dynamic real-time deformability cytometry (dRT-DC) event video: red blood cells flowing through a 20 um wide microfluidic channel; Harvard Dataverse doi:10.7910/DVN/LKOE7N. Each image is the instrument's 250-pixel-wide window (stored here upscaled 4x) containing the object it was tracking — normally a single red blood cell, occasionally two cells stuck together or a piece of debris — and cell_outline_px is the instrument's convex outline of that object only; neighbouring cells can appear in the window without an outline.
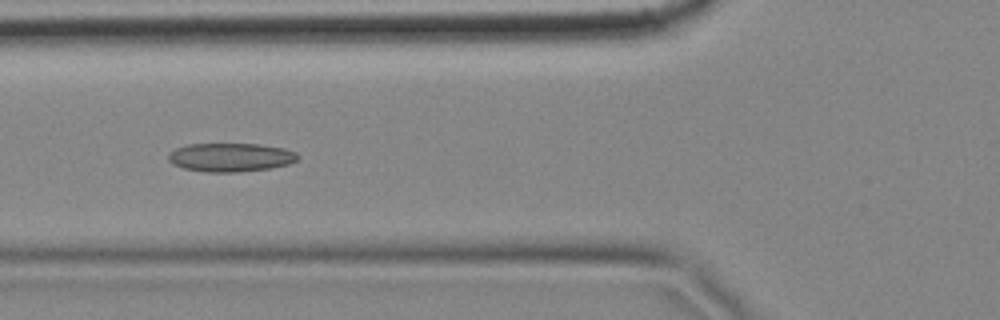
{"species": "common noctule bat (a hibernating species)", "species_latin": "Nyctalus noctula", "temperature_condition": "cold", "stored_images_in_passage": 8, "camera_frame_rate_fps": 3000, "um_per_image_px": 0.085, "animal": {"sex": "female", "body_mass_g": 18.4}, "frame": {"image": 1, "passage_image": 5, "time_ms": 1.333, "image_size_px": [1000, 320], "cell_outline_px": [[300, 156], [296, 160], [288, 164], [272, 168], [240, 172], [204, 172], [184, 168], [172, 164], [168, 160], [168, 152], [176, 148], [188, 144], [260, 144], [284, 148], [296, 152]], "centroid_in_image_um": [19.59, 13.37], "position_along_channel_um": 106.2, "area_um2": 21.79}}
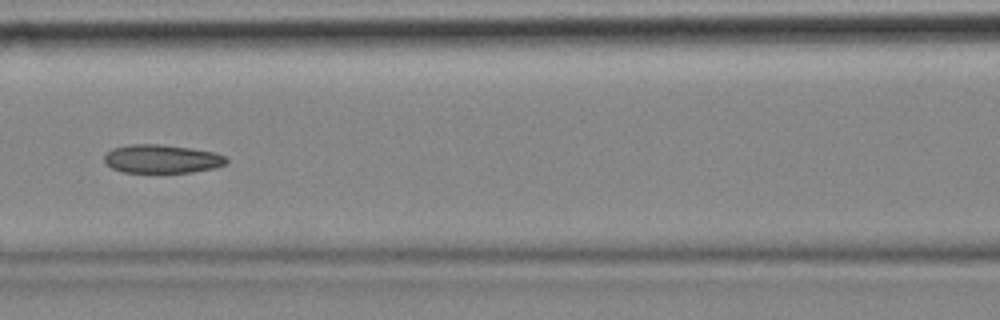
{"frame": {"image": 2, "passage_image": 6, "time_ms": 1.667, "image_size_px": [1000, 320], "cell_outline_px": [[228, 160], [224, 164], [216, 168], [192, 172], [124, 172], [112, 168], [104, 160], [104, 156], [112, 148], [128, 144], [160, 144], [216, 152], [224, 156]], "centroid_in_image_um": [13.76, 13.5], "position_along_channel_um": 152.8, "area_um2": 20.17}}